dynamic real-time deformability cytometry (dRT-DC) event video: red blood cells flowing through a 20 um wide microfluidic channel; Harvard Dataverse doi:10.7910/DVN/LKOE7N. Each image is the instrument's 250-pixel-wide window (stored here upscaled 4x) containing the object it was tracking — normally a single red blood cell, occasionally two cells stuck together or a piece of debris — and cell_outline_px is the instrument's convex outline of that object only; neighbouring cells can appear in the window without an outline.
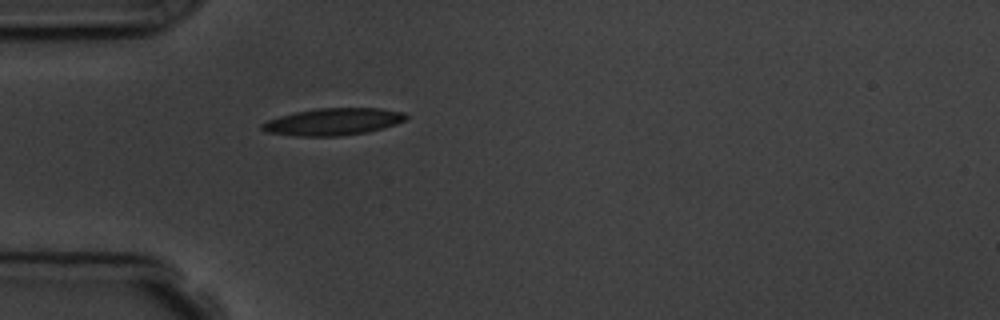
{"species": "common noctule bat (a hibernating species)", "species_latin": "Nyctalus noctula", "temperature_condition": "room temperature", "stored_images_in_passage": 6, "camera_frame_rate_fps": 3000, "um_per_image_px": 0.085, "animal": {"sex": "male", "body_mass_g": 19.5, "forearm_length_mm": 54.6}, "frame": {"image": 1, "passage_image": 6, "time_ms": 7.333, "image_size_px": [1000, 320], "cell_outline_px": [[408, 116], [404, 120], [396, 124], [368, 132], [340, 136], [296, 136], [268, 132], [260, 128], [260, 124], [268, 120], [280, 116], [296, 112], [316, 108], [380, 108], [404, 112]], "centroid_in_image_um": [28.32, 10.34], "position_along_channel_um": 56.7, "area_um2": 22.66}}